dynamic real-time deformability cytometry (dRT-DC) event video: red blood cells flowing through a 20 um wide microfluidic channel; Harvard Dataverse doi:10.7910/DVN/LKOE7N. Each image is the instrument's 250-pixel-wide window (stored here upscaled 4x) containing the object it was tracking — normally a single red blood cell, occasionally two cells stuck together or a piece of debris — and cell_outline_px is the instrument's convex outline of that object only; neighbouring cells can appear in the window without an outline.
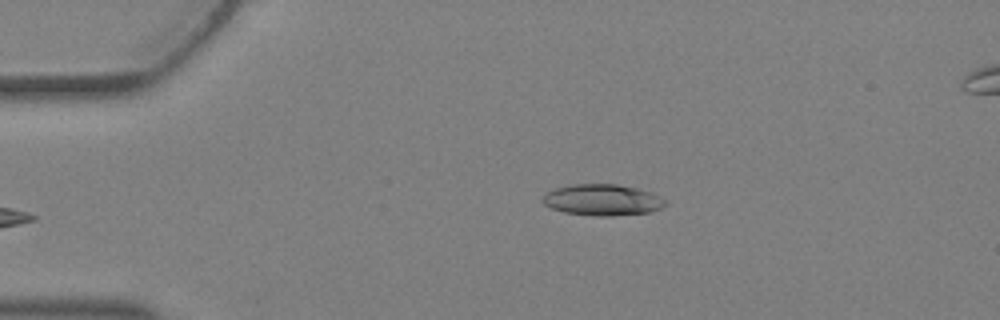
{"species": "Egyptian fruit bat (a non-hibernating species)", "species_latin": "Rousettus aegyptiacus", "temperature_condition": "warm", "stored_images_in_passage": 2, "camera_frame_rate_fps": 3000, "um_per_image_px": 0.085, "animal": {"sex": "female"}, "frame": {"image": 1, "passage_image": 2, "time_ms": 0.333, "image_size_px": [1000, 320], "cell_outline_px": [[668, 204], [660, 208], [648, 212], [612, 216], [596, 216], [564, 212], [552, 208], [544, 204], [540, 200], [548, 192], [556, 188], [572, 184], [616, 184], [636, 188], [652, 192], [660, 196]], "centroid_in_image_um": [51.21, 16.99], "position_along_channel_um": 33.8, "area_um2": 22.25}}